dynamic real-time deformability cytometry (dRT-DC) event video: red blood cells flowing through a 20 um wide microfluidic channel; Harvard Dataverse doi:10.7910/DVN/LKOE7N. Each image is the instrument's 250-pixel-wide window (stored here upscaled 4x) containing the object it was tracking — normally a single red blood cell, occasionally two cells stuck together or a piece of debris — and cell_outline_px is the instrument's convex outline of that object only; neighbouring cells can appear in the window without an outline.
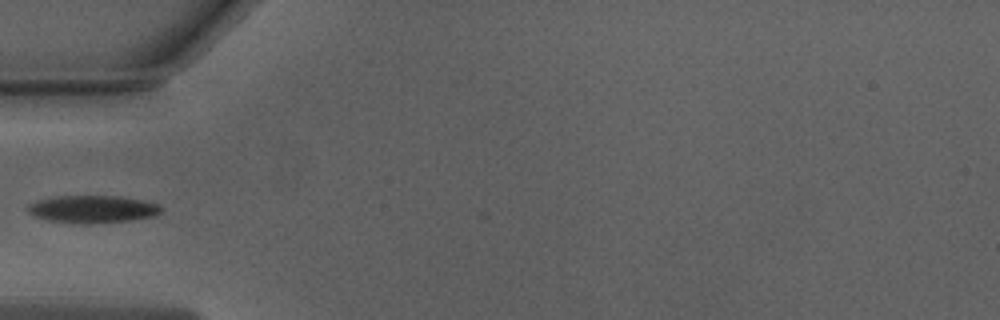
{"species": "Egyptian fruit bat (a non-hibernating species)", "species_latin": "Rousettus aegyptiacus", "temperature_condition": "warm", "stored_images_in_passage": 35, "camera_frame_rate_fps": 3000, "um_per_image_px": 0.085, "animal": {"sex": "male"}, "frame": {"image": 1, "passage_image": 1, "time_ms": 0.0, "image_size_px": [1000, 320], "cell_outline_px": [[164, 208], [156, 216], [132, 220], [48, 220], [36, 216], [28, 212], [28, 204], [36, 200], [56, 196], [120, 196], [144, 200], [160, 204]], "centroid_in_image_um": [7.95, 17.7], "position_along_channel_um": 77.1, "area_um2": 20.29}}
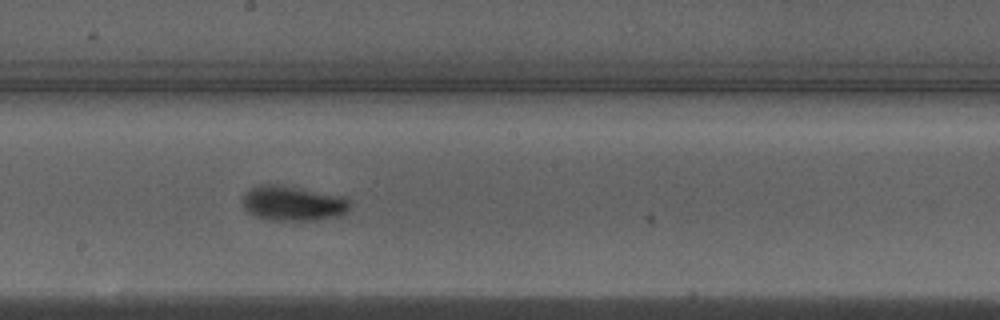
{"frame": {"image": 2, "passage_image": 12, "time_ms": 3.667, "image_size_px": [1000, 320], "cell_outline_px": [[352, 208], [348, 212], [340, 216], [312, 220], [268, 220], [256, 216], [248, 212], [244, 208], [240, 200], [252, 188], [260, 184], [276, 184], [344, 196], [352, 204]], "centroid_in_image_um": [24.93, 17.29], "position_along_channel_um": 223.3, "area_um2": 21.96}}
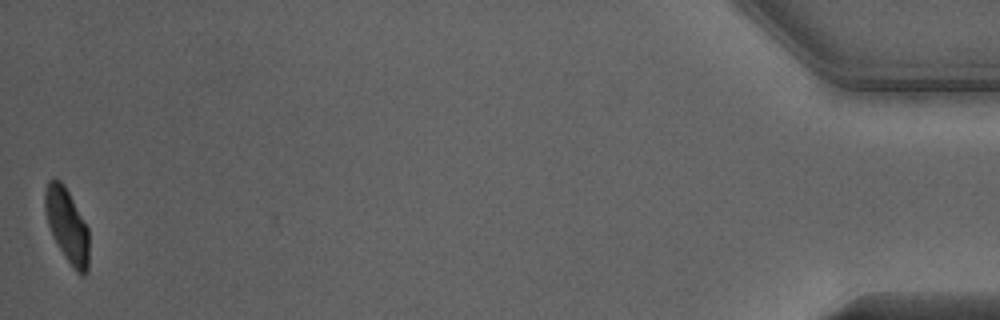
{"frame": {"image": 3, "passage_image": 35, "time_ms": 11.333, "image_size_px": [1000, 320], "cell_outline_px": [[88, 272], [84, 276], [80, 276], [76, 272], [64, 256], [52, 236], [48, 224], [44, 208], [44, 192], [48, 180], [56, 176], [64, 184], [88, 228]], "centroid_in_image_um": [5.68, 19.15], "position_along_channel_um": 429.5, "area_um2": 19.13}}